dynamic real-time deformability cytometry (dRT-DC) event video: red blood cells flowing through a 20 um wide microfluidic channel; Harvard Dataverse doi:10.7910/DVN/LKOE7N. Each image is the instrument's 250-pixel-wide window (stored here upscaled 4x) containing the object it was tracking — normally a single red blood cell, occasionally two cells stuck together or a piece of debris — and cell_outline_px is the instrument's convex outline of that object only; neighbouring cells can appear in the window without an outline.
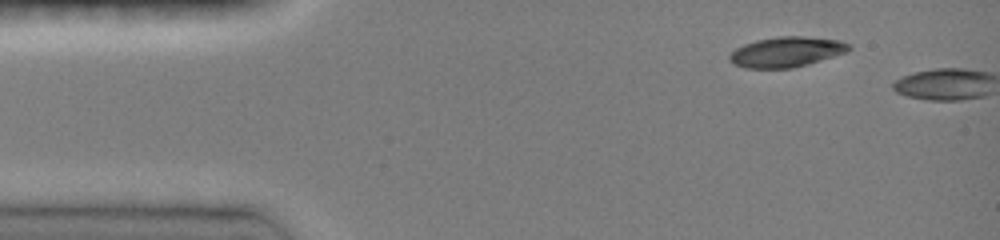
{"species": "common noctule bat (a hibernating species)", "species_latin": "Nyctalus noctula", "temperature_condition": "room temperature", "stored_images_in_passage": 2, "camera_frame_rate_fps": 3000, "um_per_image_px": 0.085, "animal": {"sex": "female", "body_mass_g": 19.0, "forearm_length_mm": 51.5}, "frame": {"image": 1, "passage_image": 1, "time_ms": 0.0, "image_size_px": [1000, 240], "cell_outline_px": [[852, 48], [848, 52], [808, 64], [792, 68], [748, 68], [736, 64], [728, 60], [728, 56], [736, 48], [744, 44], [756, 40], [776, 36], [804, 36], [840, 40], [852, 44]], "centroid_in_image_um": [66.89, 4.4], "position_along_channel_um": 18.1, "area_um2": 21.15}}